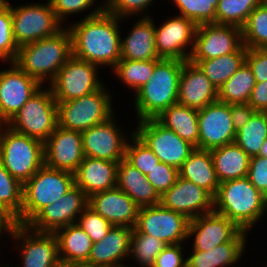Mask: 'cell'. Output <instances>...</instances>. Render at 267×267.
Instances as JSON below:
<instances>
[{
  "instance_id": "obj_1",
  "label": "cell",
  "mask_w": 267,
  "mask_h": 267,
  "mask_svg": "<svg viewBox=\"0 0 267 267\" xmlns=\"http://www.w3.org/2000/svg\"><path fill=\"white\" fill-rule=\"evenodd\" d=\"M119 20L122 19L105 10V5L96 6L83 20L68 28L72 55L97 66L114 68L121 60Z\"/></svg>"
},
{
  "instance_id": "obj_2",
  "label": "cell",
  "mask_w": 267,
  "mask_h": 267,
  "mask_svg": "<svg viewBox=\"0 0 267 267\" xmlns=\"http://www.w3.org/2000/svg\"><path fill=\"white\" fill-rule=\"evenodd\" d=\"M71 56L72 36L64 27L52 37L20 46L14 63L43 86L45 80L52 82Z\"/></svg>"
},
{
  "instance_id": "obj_3",
  "label": "cell",
  "mask_w": 267,
  "mask_h": 267,
  "mask_svg": "<svg viewBox=\"0 0 267 267\" xmlns=\"http://www.w3.org/2000/svg\"><path fill=\"white\" fill-rule=\"evenodd\" d=\"M214 211L248 232L267 211V197L247 177L225 181L214 196Z\"/></svg>"
},
{
  "instance_id": "obj_4",
  "label": "cell",
  "mask_w": 267,
  "mask_h": 267,
  "mask_svg": "<svg viewBox=\"0 0 267 267\" xmlns=\"http://www.w3.org/2000/svg\"><path fill=\"white\" fill-rule=\"evenodd\" d=\"M185 61L161 58L149 81L135 92L138 121L156 118L163 110L177 104L179 78Z\"/></svg>"
},
{
  "instance_id": "obj_5",
  "label": "cell",
  "mask_w": 267,
  "mask_h": 267,
  "mask_svg": "<svg viewBox=\"0 0 267 267\" xmlns=\"http://www.w3.org/2000/svg\"><path fill=\"white\" fill-rule=\"evenodd\" d=\"M5 126L0 124V162L24 184L44 165V142Z\"/></svg>"
},
{
  "instance_id": "obj_6",
  "label": "cell",
  "mask_w": 267,
  "mask_h": 267,
  "mask_svg": "<svg viewBox=\"0 0 267 267\" xmlns=\"http://www.w3.org/2000/svg\"><path fill=\"white\" fill-rule=\"evenodd\" d=\"M74 185V173L43 165L23 184L21 225H27L44 207L59 200Z\"/></svg>"
},
{
  "instance_id": "obj_7",
  "label": "cell",
  "mask_w": 267,
  "mask_h": 267,
  "mask_svg": "<svg viewBox=\"0 0 267 267\" xmlns=\"http://www.w3.org/2000/svg\"><path fill=\"white\" fill-rule=\"evenodd\" d=\"M104 85L82 97L57 102L58 126L83 132L113 116L112 96Z\"/></svg>"
},
{
  "instance_id": "obj_8",
  "label": "cell",
  "mask_w": 267,
  "mask_h": 267,
  "mask_svg": "<svg viewBox=\"0 0 267 267\" xmlns=\"http://www.w3.org/2000/svg\"><path fill=\"white\" fill-rule=\"evenodd\" d=\"M46 89L40 88L6 125L45 142L58 126L57 102L50 87Z\"/></svg>"
},
{
  "instance_id": "obj_9",
  "label": "cell",
  "mask_w": 267,
  "mask_h": 267,
  "mask_svg": "<svg viewBox=\"0 0 267 267\" xmlns=\"http://www.w3.org/2000/svg\"><path fill=\"white\" fill-rule=\"evenodd\" d=\"M11 13L13 37L18 47L52 37L63 29L49 0L46 4L11 5Z\"/></svg>"
},
{
  "instance_id": "obj_10",
  "label": "cell",
  "mask_w": 267,
  "mask_h": 267,
  "mask_svg": "<svg viewBox=\"0 0 267 267\" xmlns=\"http://www.w3.org/2000/svg\"><path fill=\"white\" fill-rule=\"evenodd\" d=\"M134 132L157 156L160 162L178 170L195 150L190 142L180 138L173 130L160 124L155 118L138 122Z\"/></svg>"
},
{
  "instance_id": "obj_11",
  "label": "cell",
  "mask_w": 267,
  "mask_h": 267,
  "mask_svg": "<svg viewBox=\"0 0 267 267\" xmlns=\"http://www.w3.org/2000/svg\"><path fill=\"white\" fill-rule=\"evenodd\" d=\"M98 66L71 56L50 83L56 102L82 97L100 89L103 84L98 79Z\"/></svg>"
},
{
  "instance_id": "obj_12",
  "label": "cell",
  "mask_w": 267,
  "mask_h": 267,
  "mask_svg": "<svg viewBox=\"0 0 267 267\" xmlns=\"http://www.w3.org/2000/svg\"><path fill=\"white\" fill-rule=\"evenodd\" d=\"M190 219L185 215L163 207H140L134 229L138 233L154 236L168 244H180L188 240Z\"/></svg>"
},
{
  "instance_id": "obj_13",
  "label": "cell",
  "mask_w": 267,
  "mask_h": 267,
  "mask_svg": "<svg viewBox=\"0 0 267 267\" xmlns=\"http://www.w3.org/2000/svg\"><path fill=\"white\" fill-rule=\"evenodd\" d=\"M247 232L215 211L190 220L188 238L194 236L192 251H206L229 241H246Z\"/></svg>"
},
{
  "instance_id": "obj_14",
  "label": "cell",
  "mask_w": 267,
  "mask_h": 267,
  "mask_svg": "<svg viewBox=\"0 0 267 267\" xmlns=\"http://www.w3.org/2000/svg\"><path fill=\"white\" fill-rule=\"evenodd\" d=\"M88 202V196L75 184L59 200L44 207L27 226L36 232L54 233L59 228L77 223V215L84 211Z\"/></svg>"
},
{
  "instance_id": "obj_15",
  "label": "cell",
  "mask_w": 267,
  "mask_h": 267,
  "mask_svg": "<svg viewBox=\"0 0 267 267\" xmlns=\"http://www.w3.org/2000/svg\"><path fill=\"white\" fill-rule=\"evenodd\" d=\"M243 45L242 28L225 24L197 26L189 60L213 59L236 52Z\"/></svg>"
},
{
  "instance_id": "obj_16",
  "label": "cell",
  "mask_w": 267,
  "mask_h": 267,
  "mask_svg": "<svg viewBox=\"0 0 267 267\" xmlns=\"http://www.w3.org/2000/svg\"><path fill=\"white\" fill-rule=\"evenodd\" d=\"M11 238L19 240L22 267H62L58 256V241L54 233L36 232L27 225L16 224Z\"/></svg>"
},
{
  "instance_id": "obj_17",
  "label": "cell",
  "mask_w": 267,
  "mask_h": 267,
  "mask_svg": "<svg viewBox=\"0 0 267 267\" xmlns=\"http://www.w3.org/2000/svg\"><path fill=\"white\" fill-rule=\"evenodd\" d=\"M0 71V124L10 121L40 89L41 84L15 63Z\"/></svg>"
},
{
  "instance_id": "obj_18",
  "label": "cell",
  "mask_w": 267,
  "mask_h": 267,
  "mask_svg": "<svg viewBox=\"0 0 267 267\" xmlns=\"http://www.w3.org/2000/svg\"><path fill=\"white\" fill-rule=\"evenodd\" d=\"M197 25L181 15L167 19L164 23L155 26V47L160 58L189 60L193 48ZM192 45L187 50V46ZM186 49V50H185Z\"/></svg>"
},
{
  "instance_id": "obj_19",
  "label": "cell",
  "mask_w": 267,
  "mask_h": 267,
  "mask_svg": "<svg viewBox=\"0 0 267 267\" xmlns=\"http://www.w3.org/2000/svg\"><path fill=\"white\" fill-rule=\"evenodd\" d=\"M199 149L211 150L235 141L230 105L215 101L198 110Z\"/></svg>"
},
{
  "instance_id": "obj_20",
  "label": "cell",
  "mask_w": 267,
  "mask_h": 267,
  "mask_svg": "<svg viewBox=\"0 0 267 267\" xmlns=\"http://www.w3.org/2000/svg\"><path fill=\"white\" fill-rule=\"evenodd\" d=\"M81 134L85 157L115 162L125 158L127 138L115 123L114 115Z\"/></svg>"
},
{
  "instance_id": "obj_21",
  "label": "cell",
  "mask_w": 267,
  "mask_h": 267,
  "mask_svg": "<svg viewBox=\"0 0 267 267\" xmlns=\"http://www.w3.org/2000/svg\"><path fill=\"white\" fill-rule=\"evenodd\" d=\"M160 204L190 220L214 211V197L202 187L180 176L175 184L160 196Z\"/></svg>"
},
{
  "instance_id": "obj_22",
  "label": "cell",
  "mask_w": 267,
  "mask_h": 267,
  "mask_svg": "<svg viewBox=\"0 0 267 267\" xmlns=\"http://www.w3.org/2000/svg\"><path fill=\"white\" fill-rule=\"evenodd\" d=\"M82 134L57 126L44 142V165L75 173L84 158Z\"/></svg>"
},
{
  "instance_id": "obj_23",
  "label": "cell",
  "mask_w": 267,
  "mask_h": 267,
  "mask_svg": "<svg viewBox=\"0 0 267 267\" xmlns=\"http://www.w3.org/2000/svg\"><path fill=\"white\" fill-rule=\"evenodd\" d=\"M218 100V90L195 63L187 60L179 78L177 103L200 110Z\"/></svg>"
},
{
  "instance_id": "obj_24",
  "label": "cell",
  "mask_w": 267,
  "mask_h": 267,
  "mask_svg": "<svg viewBox=\"0 0 267 267\" xmlns=\"http://www.w3.org/2000/svg\"><path fill=\"white\" fill-rule=\"evenodd\" d=\"M88 205L112 225L134 228L139 206L123 190L115 187L89 197Z\"/></svg>"
},
{
  "instance_id": "obj_25",
  "label": "cell",
  "mask_w": 267,
  "mask_h": 267,
  "mask_svg": "<svg viewBox=\"0 0 267 267\" xmlns=\"http://www.w3.org/2000/svg\"><path fill=\"white\" fill-rule=\"evenodd\" d=\"M132 229L113 225L101 241L93 243L86 262L103 267H125L121 261L130 256Z\"/></svg>"
},
{
  "instance_id": "obj_26",
  "label": "cell",
  "mask_w": 267,
  "mask_h": 267,
  "mask_svg": "<svg viewBox=\"0 0 267 267\" xmlns=\"http://www.w3.org/2000/svg\"><path fill=\"white\" fill-rule=\"evenodd\" d=\"M119 162L84 157L74 173L75 184L88 198L98 192L116 187L117 165Z\"/></svg>"
},
{
  "instance_id": "obj_27",
  "label": "cell",
  "mask_w": 267,
  "mask_h": 267,
  "mask_svg": "<svg viewBox=\"0 0 267 267\" xmlns=\"http://www.w3.org/2000/svg\"><path fill=\"white\" fill-rule=\"evenodd\" d=\"M145 16V17H144ZM133 25L128 37L121 39V60H160L155 47V24L144 15Z\"/></svg>"
},
{
  "instance_id": "obj_28",
  "label": "cell",
  "mask_w": 267,
  "mask_h": 267,
  "mask_svg": "<svg viewBox=\"0 0 267 267\" xmlns=\"http://www.w3.org/2000/svg\"><path fill=\"white\" fill-rule=\"evenodd\" d=\"M116 187L128 194L139 207L154 206L160 203V195L146 179V175L125 158L117 165Z\"/></svg>"
},
{
  "instance_id": "obj_29",
  "label": "cell",
  "mask_w": 267,
  "mask_h": 267,
  "mask_svg": "<svg viewBox=\"0 0 267 267\" xmlns=\"http://www.w3.org/2000/svg\"><path fill=\"white\" fill-rule=\"evenodd\" d=\"M220 183L247 177L251 157L235 142L210 150Z\"/></svg>"
},
{
  "instance_id": "obj_30",
  "label": "cell",
  "mask_w": 267,
  "mask_h": 267,
  "mask_svg": "<svg viewBox=\"0 0 267 267\" xmlns=\"http://www.w3.org/2000/svg\"><path fill=\"white\" fill-rule=\"evenodd\" d=\"M58 256L61 265L87 261L93 245L89 235L78 223L57 229Z\"/></svg>"
},
{
  "instance_id": "obj_31",
  "label": "cell",
  "mask_w": 267,
  "mask_h": 267,
  "mask_svg": "<svg viewBox=\"0 0 267 267\" xmlns=\"http://www.w3.org/2000/svg\"><path fill=\"white\" fill-rule=\"evenodd\" d=\"M179 176L202 187L213 197L216 195L220 185L210 150L195 148L183 162V165L179 169Z\"/></svg>"
},
{
  "instance_id": "obj_32",
  "label": "cell",
  "mask_w": 267,
  "mask_h": 267,
  "mask_svg": "<svg viewBox=\"0 0 267 267\" xmlns=\"http://www.w3.org/2000/svg\"><path fill=\"white\" fill-rule=\"evenodd\" d=\"M164 127L199 149L198 110L175 104L163 110L156 118Z\"/></svg>"
},
{
  "instance_id": "obj_33",
  "label": "cell",
  "mask_w": 267,
  "mask_h": 267,
  "mask_svg": "<svg viewBox=\"0 0 267 267\" xmlns=\"http://www.w3.org/2000/svg\"><path fill=\"white\" fill-rule=\"evenodd\" d=\"M246 241H229L206 251H192L186 267H227L242 258Z\"/></svg>"
},
{
  "instance_id": "obj_34",
  "label": "cell",
  "mask_w": 267,
  "mask_h": 267,
  "mask_svg": "<svg viewBox=\"0 0 267 267\" xmlns=\"http://www.w3.org/2000/svg\"><path fill=\"white\" fill-rule=\"evenodd\" d=\"M246 53L247 47L242 45L236 52L217 58L190 61L197 64L214 87L219 90V88L245 64Z\"/></svg>"
},
{
  "instance_id": "obj_35",
  "label": "cell",
  "mask_w": 267,
  "mask_h": 267,
  "mask_svg": "<svg viewBox=\"0 0 267 267\" xmlns=\"http://www.w3.org/2000/svg\"><path fill=\"white\" fill-rule=\"evenodd\" d=\"M256 84L253 72L245 63L218 90V101L231 104L248 103Z\"/></svg>"
},
{
  "instance_id": "obj_36",
  "label": "cell",
  "mask_w": 267,
  "mask_h": 267,
  "mask_svg": "<svg viewBox=\"0 0 267 267\" xmlns=\"http://www.w3.org/2000/svg\"><path fill=\"white\" fill-rule=\"evenodd\" d=\"M267 138V114L255 112L250 120L236 132L235 143L250 157L258 156Z\"/></svg>"
},
{
  "instance_id": "obj_37",
  "label": "cell",
  "mask_w": 267,
  "mask_h": 267,
  "mask_svg": "<svg viewBox=\"0 0 267 267\" xmlns=\"http://www.w3.org/2000/svg\"><path fill=\"white\" fill-rule=\"evenodd\" d=\"M23 184L14 178L0 162V209L21 225Z\"/></svg>"
},
{
  "instance_id": "obj_38",
  "label": "cell",
  "mask_w": 267,
  "mask_h": 267,
  "mask_svg": "<svg viewBox=\"0 0 267 267\" xmlns=\"http://www.w3.org/2000/svg\"><path fill=\"white\" fill-rule=\"evenodd\" d=\"M158 61L159 60H120L113 68V70H115L113 72L124 85L130 87L134 92H137L149 81L153 74L155 64Z\"/></svg>"
},
{
  "instance_id": "obj_39",
  "label": "cell",
  "mask_w": 267,
  "mask_h": 267,
  "mask_svg": "<svg viewBox=\"0 0 267 267\" xmlns=\"http://www.w3.org/2000/svg\"><path fill=\"white\" fill-rule=\"evenodd\" d=\"M263 3V0H219L215 23L242 28L250 13Z\"/></svg>"
},
{
  "instance_id": "obj_40",
  "label": "cell",
  "mask_w": 267,
  "mask_h": 267,
  "mask_svg": "<svg viewBox=\"0 0 267 267\" xmlns=\"http://www.w3.org/2000/svg\"><path fill=\"white\" fill-rule=\"evenodd\" d=\"M242 39L247 48L267 49V6L264 3L250 13L242 27Z\"/></svg>"
},
{
  "instance_id": "obj_41",
  "label": "cell",
  "mask_w": 267,
  "mask_h": 267,
  "mask_svg": "<svg viewBox=\"0 0 267 267\" xmlns=\"http://www.w3.org/2000/svg\"><path fill=\"white\" fill-rule=\"evenodd\" d=\"M167 244L161 239L153 235L138 233L134 228L132 229V236L130 240V253L131 257L134 256L140 266L152 267L155 259L164 249Z\"/></svg>"
},
{
  "instance_id": "obj_42",
  "label": "cell",
  "mask_w": 267,
  "mask_h": 267,
  "mask_svg": "<svg viewBox=\"0 0 267 267\" xmlns=\"http://www.w3.org/2000/svg\"><path fill=\"white\" fill-rule=\"evenodd\" d=\"M180 15L192 20L197 26L215 23L219 0H173Z\"/></svg>"
},
{
  "instance_id": "obj_43",
  "label": "cell",
  "mask_w": 267,
  "mask_h": 267,
  "mask_svg": "<svg viewBox=\"0 0 267 267\" xmlns=\"http://www.w3.org/2000/svg\"><path fill=\"white\" fill-rule=\"evenodd\" d=\"M18 49L13 37L11 6L5 0L0 5V60L14 63Z\"/></svg>"
},
{
  "instance_id": "obj_44",
  "label": "cell",
  "mask_w": 267,
  "mask_h": 267,
  "mask_svg": "<svg viewBox=\"0 0 267 267\" xmlns=\"http://www.w3.org/2000/svg\"><path fill=\"white\" fill-rule=\"evenodd\" d=\"M133 144L127 142L125 159L144 175H147L159 162L153 151L133 132Z\"/></svg>"
},
{
  "instance_id": "obj_45",
  "label": "cell",
  "mask_w": 267,
  "mask_h": 267,
  "mask_svg": "<svg viewBox=\"0 0 267 267\" xmlns=\"http://www.w3.org/2000/svg\"><path fill=\"white\" fill-rule=\"evenodd\" d=\"M78 216L77 223L89 235L93 243L101 241L113 226L89 205Z\"/></svg>"
},
{
  "instance_id": "obj_46",
  "label": "cell",
  "mask_w": 267,
  "mask_h": 267,
  "mask_svg": "<svg viewBox=\"0 0 267 267\" xmlns=\"http://www.w3.org/2000/svg\"><path fill=\"white\" fill-rule=\"evenodd\" d=\"M178 176L179 170L177 168L159 161L146 175V179L161 196L175 184Z\"/></svg>"
},
{
  "instance_id": "obj_47",
  "label": "cell",
  "mask_w": 267,
  "mask_h": 267,
  "mask_svg": "<svg viewBox=\"0 0 267 267\" xmlns=\"http://www.w3.org/2000/svg\"><path fill=\"white\" fill-rule=\"evenodd\" d=\"M153 0H106L105 10L120 19L128 18L132 15H139L147 10Z\"/></svg>"
},
{
  "instance_id": "obj_48",
  "label": "cell",
  "mask_w": 267,
  "mask_h": 267,
  "mask_svg": "<svg viewBox=\"0 0 267 267\" xmlns=\"http://www.w3.org/2000/svg\"><path fill=\"white\" fill-rule=\"evenodd\" d=\"M245 63L253 72L256 83L267 81V49L247 48Z\"/></svg>"
},
{
  "instance_id": "obj_49",
  "label": "cell",
  "mask_w": 267,
  "mask_h": 267,
  "mask_svg": "<svg viewBox=\"0 0 267 267\" xmlns=\"http://www.w3.org/2000/svg\"><path fill=\"white\" fill-rule=\"evenodd\" d=\"M247 178L267 197V157L259 155L251 157Z\"/></svg>"
},
{
  "instance_id": "obj_50",
  "label": "cell",
  "mask_w": 267,
  "mask_h": 267,
  "mask_svg": "<svg viewBox=\"0 0 267 267\" xmlns=\"http://www.w3.org/2000/svg\"><path fill=\"white\" fill-rule=\"evenodd\" d=\"M95 0H49L57 19L62 23L63 19L73 13L87 10L94 5Z\"/></svg>"
},
{
  "instance_id": "obj_51",
  "label": "cell",
  "mask_w": 267,
  "mask_h": 267,
  "mask_svg": "<svg viewBox=\"0 0 267 267\" xmlns=\"http://www.w3.org/2000/svg\"><path fill=\"white\" fill-rule=\"evenodd\" d=\"M182 244L166 245L155 259L152 267H186V259L184 260L182 254Z\"/></svg>"
},
{
  "instance_id": "obj_52",
  "label": "cell",
  "mask_w": 267,
  "mask_h": 267,
  "mask_svg": "<svg viewBox=\"0 0 267 267\" xmlns=\"http://www.w3.org/2000/svg\"><path fill=\"white\" fill-rule=\"evenodd\" d=\"M232 123L235 131H239L256 112L248 103L230 105Z\"/></svg>"
},
{
  "instance_id": "obj_53",
  "label": "cell",
  "mask_w": 267,
  "mask_h": 267,
  "mask_svg": "<svg viewBox=\"0 0 267 267\" xmlns=\"http://www.w3.org/2000/svg\"><path fill=\"white\" fill-rule=\"evenodd\" d=\"M248 104L256 112L267 111V81L255 84Z\"/></svg>"
},
{
  "instance_id": "obj_54",
  "label": "cell",
  "mask_w": 267,
  "mask_h": 267,
  "mask_svg": "<svg viewBox=\"0 0 267 267\" xmlns=\"http://www.w3.org/2000/svg\"><path fill=\"white\" fill-rule=\"evenodd\" d=\"M16 221L8 213L0 209V236L1 233H12ZM4 231V232H3Z\"/></svg>"
},
{
  "instance_id": "obj_55",
  "label": "cell",
  "mask_w": 267,
  "mask_h": 267,
  "mask_svg": "<svg viewBox=\"0 0 267 267\" xmlns=\"http://www.w3.org/2000/svg\"><path fill=\"white\" fill-rule=\"evenodd\" d=\"M62 267H103V266L91 264V263L84 261V262L69 263V264L63 265Z\"/></svg>"
},
{
  "instance_id": "obj_56",
  "label": "cell",
  "mask_w": 267,
  "mask_h": 267,
  "mask_svg": "<svg viewBox=\"0 0 267 267\" xmlns=\"http://www.w3.org/2000/svg\"><path fill=\"white\" fill-rule=\"evenodd\" d=\"M259 156L267 157V138L260 149Z\"/></svg>"
},
{
  "instance_id": "obj_57",
  "label": "cell",
  "mask_w": 267,
  "mask_h": 267,
  "mask_svg": "<svg viewBox=\"0 0 267 267\" xmlns=\"http://www.w3.org/2000/svg\"><path fill=\"white\" fill-rule=\"evenodd\" d=\"M263 3L267 6V0H263Z\"/></svg>"
},
{
  "instance_id": "obj_58",
  "label": "cell",
  "mask_w": 267,
  "mask_h": 267,
  "mask_svg": "<svg viewBox=\"0 0 267 267\" xmlns=\"http://www.w3.org/2000/svg\"><path fill=\"white\" fill-rule=\"evenodd\" d=\"M5 2V0H0V5L2 4V3H4Z\"/></svg>"
}]
</instances>
